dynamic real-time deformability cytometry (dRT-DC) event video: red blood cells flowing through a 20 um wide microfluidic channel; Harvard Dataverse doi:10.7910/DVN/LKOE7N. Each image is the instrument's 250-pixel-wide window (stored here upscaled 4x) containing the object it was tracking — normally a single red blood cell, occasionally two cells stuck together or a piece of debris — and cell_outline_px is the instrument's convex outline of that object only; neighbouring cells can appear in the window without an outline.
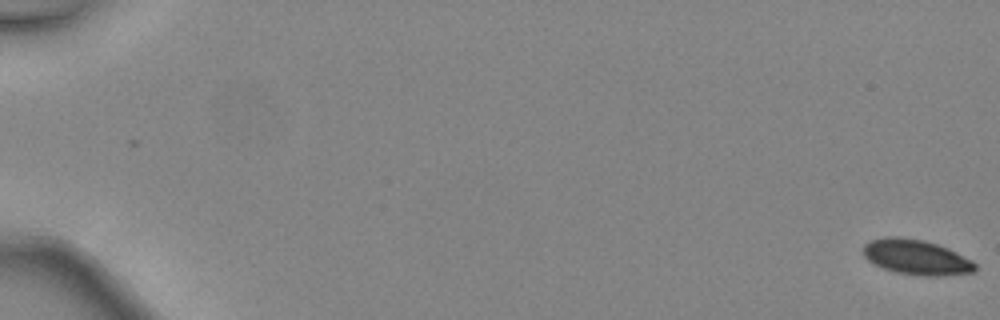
{"species": "common noctule bat (a hibernating species)", "species_latin": "Nyctalus noctula", "temperature_condition": "warm", "stored_images_in_passage": 49, "camera_frame_rate_fps": 3000, "um_per_image_px": 0.085, "animal": {"sex": "female", "body_mass_g": 24.6, "forearm_length_mm": 56.2}, "frame": {"image": 1, "passage_image": 1, "time_ms": 0.0, "image_size_px": [1000, 320], "cell_outline_px": [[976, 272], [944, 276], [920, 276], [896, 272], [884, 268], [868, 260], [864, 256], [864, 244], [872, 240], [888, 236], [896, 236], [924, 240], [948, 248], [972, 260], [976, 264]], "centroid_in_image_um": [77.93, 21.87], "position_along_channel_um": 7.1, "area_um2": 22.89}}
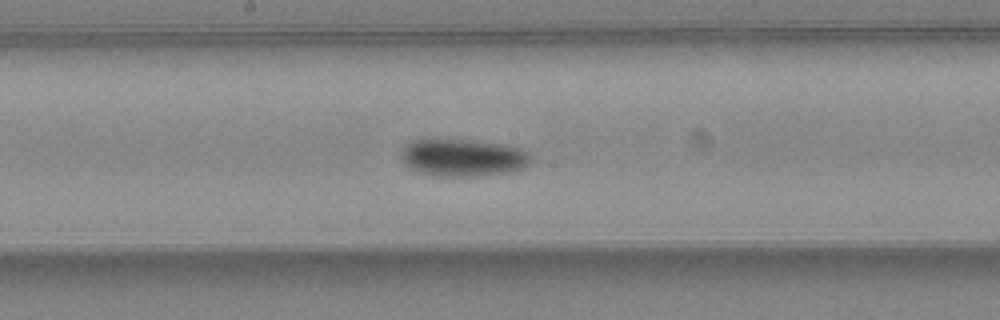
{"frame": {"image": 2, "passage_image": 28, "time_ms": 9.0, "image_size_px": [1000, 320], "cell_outline_px": [[532, 160], [524, 168], [512, 172], [476, 176], [436, 176], [420, 172], [404, 164], [400, 156], [400, 148], [404, 144], [412, 140], [432, 136], [436, 136], [472, 140], [500, 144], [516, 148], [524, 152]], "centroid_in_image_um": [39.22, 13.36], "position_along_channel_um": 209.0, "area_um2": 29.02}}
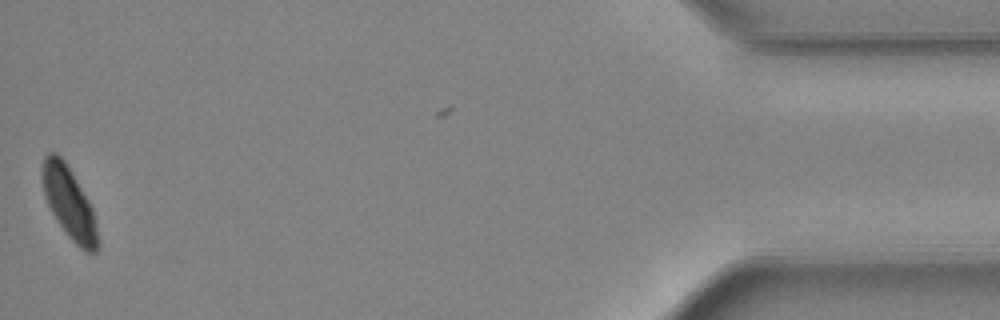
{"frame": {"image": 3, "passage_image": 48, "time_ms": 15.667, "image_size_px": [1000, 320], "cell_outline_px": [[100, 248], [96, 252], [84, 252], [68, 236], [52, 212], [48, 204], [44, 192], [40, 172], [44, 156], [48, 152], [56, 152], [64, 160], [72, 172], [88, 200], [92, 208], [100, 240]], "centroid_in_image_um": [5.89, 17.25], "position_along_channel_um": 429.3, "area_um2": 23.24}, "authors_computed_cell_mechanics": {"area_um2": 25.2586, "velocity_mm_per_s": 4.5295, "shape_relaxation_time_tau1_ms": 2.5604, "shape_relaxation_time_tau2_ms": null, "deformation_change_tau1": 0.0804, "deformation_change_tau2": null}}